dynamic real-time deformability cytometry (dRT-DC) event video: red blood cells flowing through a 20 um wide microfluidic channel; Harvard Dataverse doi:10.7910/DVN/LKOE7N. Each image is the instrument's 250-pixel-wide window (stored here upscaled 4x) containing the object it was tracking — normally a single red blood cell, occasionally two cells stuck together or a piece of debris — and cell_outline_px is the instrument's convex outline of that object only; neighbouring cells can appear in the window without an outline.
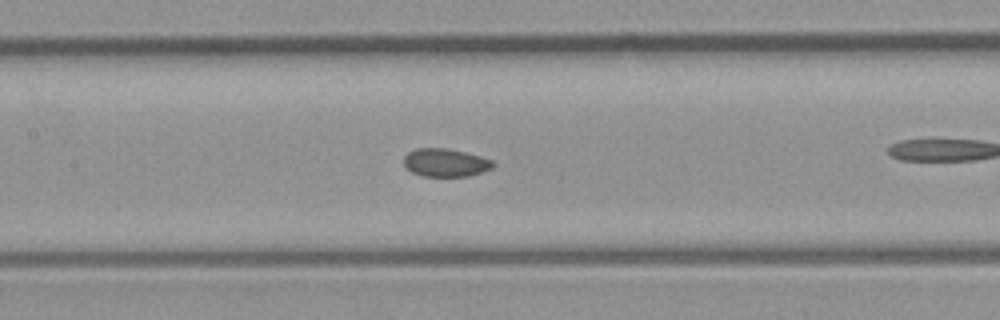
{"species": "common noctule bat (a hibernating species)", "species_latin": "Nyctalus noctula", "temperature_condition": "room temperature", "stored_images_in_passage": 38, "camera_frame_rate_fps": 3000, "um_per_image_px": 0.085, "animal": {"sex": "male", "body_mass_g": 23.1, "forearm_length_mm": 52.7}, "frame": {"image": 1, "passage_image": 12, "time_ms": 3.667, "image_size_px": [1000, 320], "cell_outline_px": [[496, 164], [492, 168], [468, 176], [420, 176], [404, 168], [404, 156], [408, 152], [416, 148], [448, 148], [480, 156], [492, 160]], "centroid_in_image_um": [37.83, 13.82], "position_along_channel_um": 169.6, "area_um2": 14.68}}
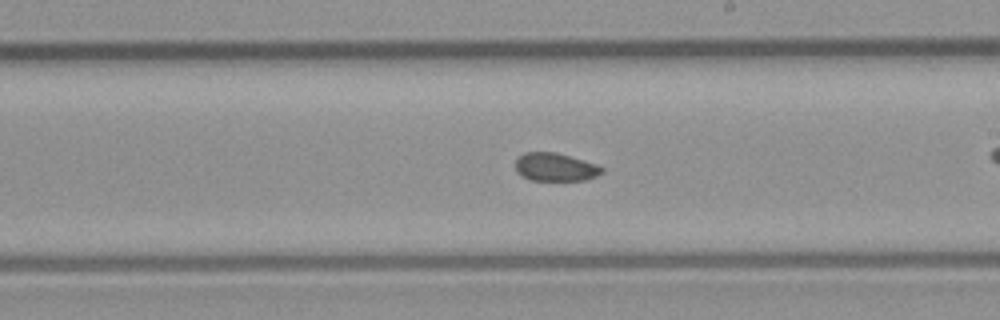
{"frame": {"image": 2, "passage_image": 17, "time_ms": 5.333, "image_size_px": [1000, 320], "cell_outline_px": [[604, 172], [596, 176], [584, 180], [528, 180], [520, 176], [516, 172], [516, 156], [524, 152], [556, 152], [596, 164], [604, 168]], "centroid_in_image_um": [47.16, 14.2], "position_along_channel_um": 241.8, "area_um2": 14.33}, "authors_computed_cell_mechanics": {"area_um2": 15.2303, "velocity_mm_per_s": 4.3506, "shape_relaxation_time_tau1_ms": null, "shape_relaxation_time_tau2_ms": 1.2083, "deformation_change_tau1": null, "deformation_change_tau2": 0.0426}}